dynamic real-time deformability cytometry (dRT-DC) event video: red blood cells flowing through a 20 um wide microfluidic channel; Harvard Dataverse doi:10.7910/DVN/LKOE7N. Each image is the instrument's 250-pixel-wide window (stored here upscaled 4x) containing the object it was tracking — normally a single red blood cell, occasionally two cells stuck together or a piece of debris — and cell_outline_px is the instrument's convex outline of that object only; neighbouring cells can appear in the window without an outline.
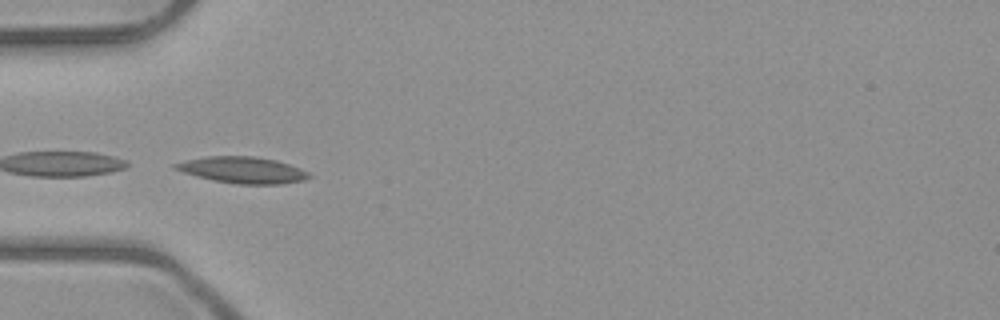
{"species": "common noctule bat (a hibernating species)", "species_latin": "Nyctalus noctula", "temperature_condition": "room temperature", "stored_images_in_passage": 4, "camera_frame_rate_fps": 3000, "um_per_image_px": 0.085, "animal": {"sex": "male", "body_mass_g": 23.1, "forearm_length_mm": 52.7}, "frame": {"image": 1, "passage_image": 4, "time_ms": 3.333, "image_size_px": [1000, 320], "cell_outline_px": [[312, 176], [304, 180], [280, 184], [236, 184], [212, 180], [196, 176], [172, 168], [172, 164], [184, 160], [208, 156], [256, 156], [276, 160], [300, 168], [308, 172]], "centroid_in_image_um": [20.6, 14.45], "position_along_channel_um": 64.4, "area_um2": 20.63}}